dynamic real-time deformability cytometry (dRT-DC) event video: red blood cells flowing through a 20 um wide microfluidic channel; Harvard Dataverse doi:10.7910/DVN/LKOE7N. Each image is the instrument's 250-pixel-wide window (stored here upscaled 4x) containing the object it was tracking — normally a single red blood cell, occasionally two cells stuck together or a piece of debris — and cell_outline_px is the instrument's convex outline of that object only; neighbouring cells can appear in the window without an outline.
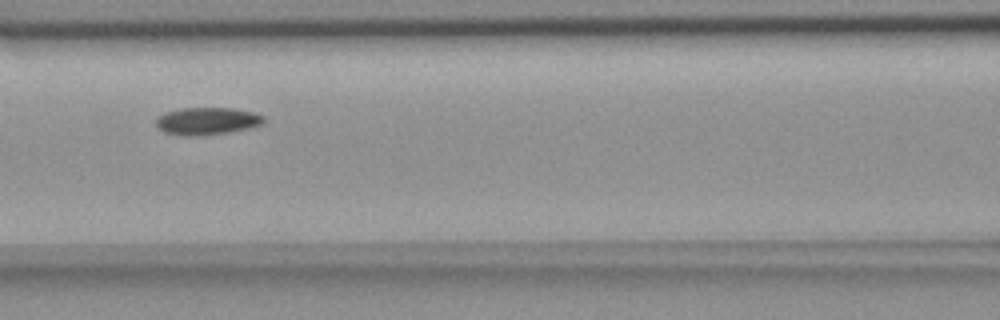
{"species": "common noctule bat (a hibernating species)", "species_latin": "Nyctalus noctula", "temperature_condition": "room temperature", "stored_images_in_passage": 11, "camera_frame_rate_fps": 3000, "um_per_image_px": 0.085, "animal": {"sex": "female", "body_mass_g": 18.4}, "frame": {"image": 1, "passage_image": 7, "time_ms": 8.333, "image_size_px": [1000, 320], "cell_outline_px": [[264, 120], [260, 124], [244, 128], [224, 132], [200, 136], [180, 136], [164, 132], [156, 128], [156, 116], [164, 112], [180, 108], [232, 108], [252, 112], [264, 116]], "centroid_in_image_um": [17.47, 10.28], "position_along_channel_um": 149.1, "area_um2": 17.11}}
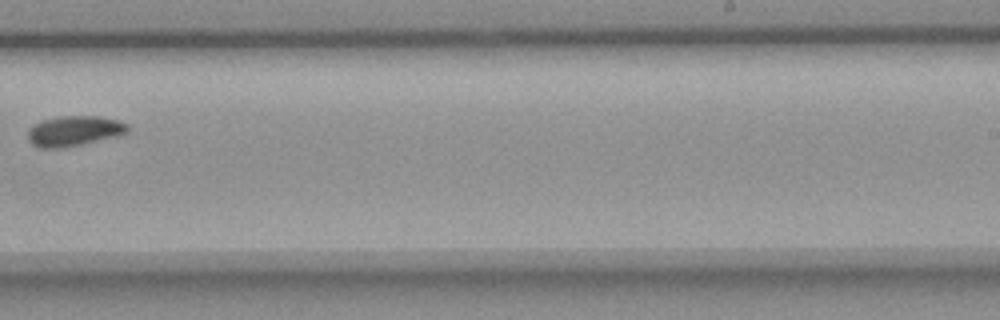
{"frame": {"image": 2, "passage_image": 10, "time_ms": 12.0, "image_size_px": [1000, 320], "cell_outline_px": [[128, 132], [120, 136], [64, 148], [40, 148], [32, 144], [28, 140], [28, 128], [32, 124], [40, 120], [56, 116], [96, 116], [116, 120], [128, 124]], "centroid_in_image_um": [6.27, 11.13], "position_along_channel_um": 282.7, "area_um2": 17.92}}
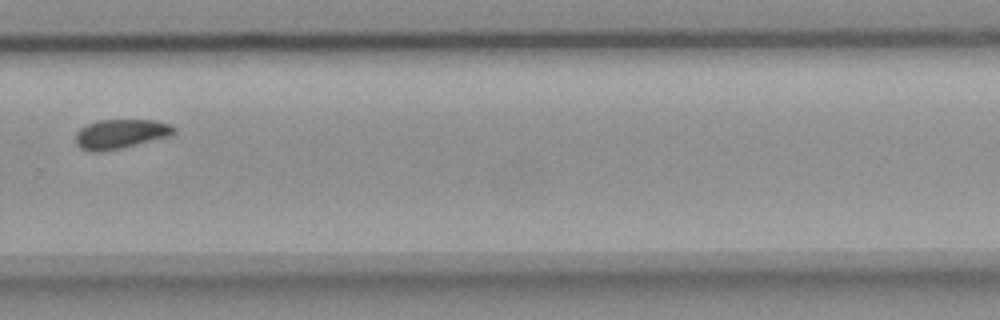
{"frame": {"image": 3, "passage_image": 11, "time_ms": 13.0, "image_size_px": [1000, 320], "cell_outline_px": [[176, 132], [168, 136], [120, 148], [96, 152], [88, 152], [80, 148], [76, 144], [76, 132], [80, 128], [96, 120], [156, 120], [168, 124], [176, 128]], "centroid_in_image_um": [10.21, 11.38], "position_along_channel_um": 319.6, "area_um2": 16.7}}